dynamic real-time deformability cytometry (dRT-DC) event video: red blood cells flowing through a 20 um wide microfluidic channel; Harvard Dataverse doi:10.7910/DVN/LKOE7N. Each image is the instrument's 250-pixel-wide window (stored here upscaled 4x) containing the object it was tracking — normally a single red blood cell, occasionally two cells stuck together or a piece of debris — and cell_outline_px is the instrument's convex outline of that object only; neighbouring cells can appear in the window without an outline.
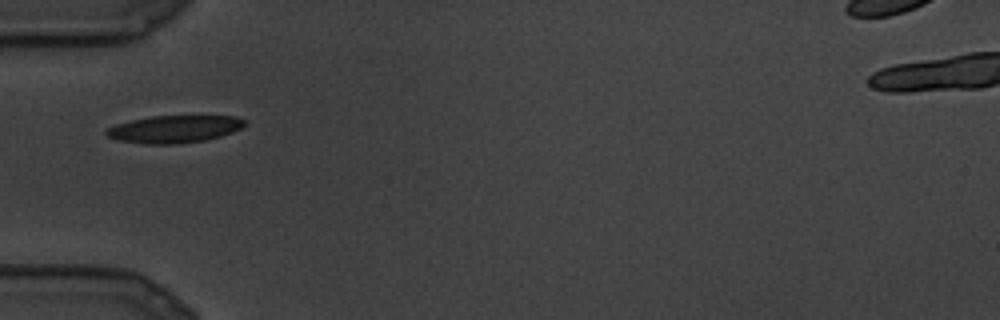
{"species": "common noctule bat (a hibernating species)", "species_latin": "Nyctalus noctula", "temperature_condition": "cold", "stored_images_in_passage": 9, "camera_frame_rate_fps": 3000, "um_per_image_px": 0.085, "animal": {"sex": "male", "body_mass_g": 19.5, "forearm_length_mm": 54.6}, "frame": {"image": 1, "passage_image": 1, "time_ms": 0.0, "image_size_px": [1000, 320], "cell_outline_px": [[244, 124], [240, 128], [232, 132], [220, 136], [204, 140], [176, 144], [148, 144], [120, 140], [108, 136], [104, 132], [104, 128], [116, 124], [132, 120], [152, 116], [236, 116], [244, 120]], "centroid_in_image_um": [14.78, 10.97], "position_along_channel_um": 70.2, "area_um2": 21.85}}
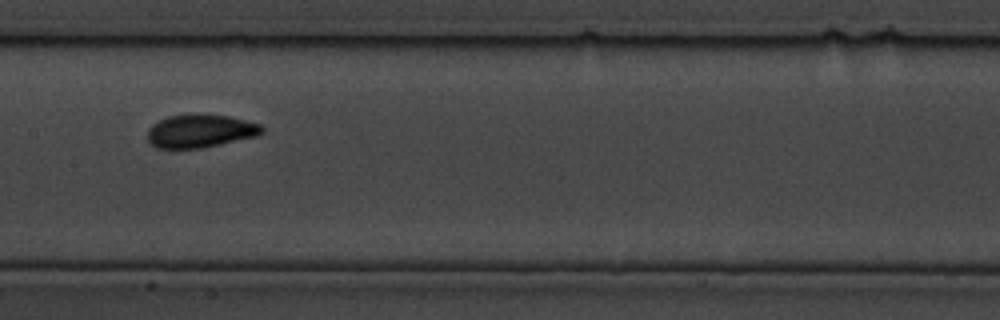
{"frame": {"image": 2, "passage_image": 6, "time_ms": 1.667, "image_size_px": [1000, 320], "cell_outline_px": [[264, 132], [256, 136], [204, 148], [156, 148], [148, 140], [148, 128], [152, 124], [168, 116], [228, 116], [260, 124], [264, 128]], "centroid_in_image_um": [17.03, 11.17], "position_along_channel_um": 190.4, "area_um2": 21.56}}
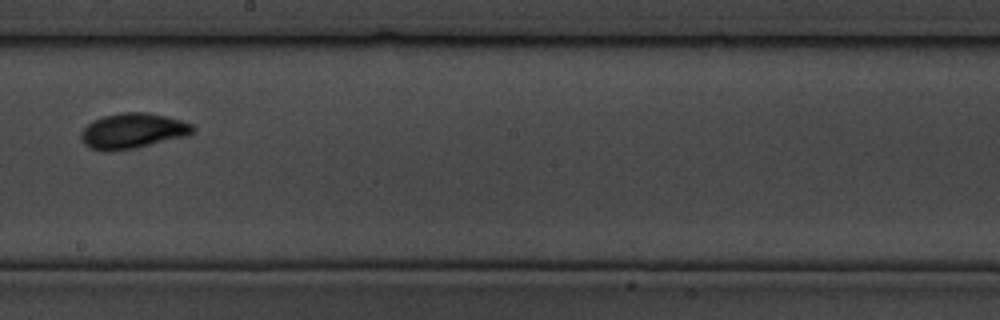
{"frame": {"image": 3, "passage_image": 8, "time_ms": 2.333, "image_size_px": [1000, 320], "cell_outline_px": [[196, 128], [188, 136], [136, 148], [112, 152], [104, 152], [92, 148], [84, 144], [80, 136], [84, 128], [92, 120], [104, 116], [120, 112], [148, 112], [168, 116], [192, 124]], "centroid_in_image_um": [11.29, 11.13], "position_along_channel_um": 236.9, "area_um2": 23.29}}